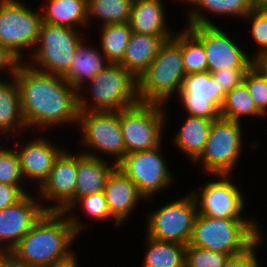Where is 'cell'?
Here are the masks:
<instances>
[{
  "label": "cell",
  "mask_w": 267,
  "mask_h": 267,
  "mask_svg": "<svg viewBox=\"0 0 267 267\" xmlns=\"http://www.w3.org/2000/svg\"><path fill=\"white\" fill-rule=\"evenodd\" d=\"M14 77L28 127L78 121V93L62 75L42 72L18 63Z\"/></svg>",
  "instance_id": "cell-1"
},
{
  "label": "cell",
  "mask_w": 267,
  "mask_h": 267,
  "mask_svg": "<svg viewBox=\"0 0 267 267\" xmlns=\"http://www.w3.org/2000/svg\"><path fill=\"white\" fill-rule=\"evenodd\" d=\"M63 212L46 211L10 250L13 261L27 267H48L68 258L69 245L82 229L75 217L62 218ZM79 222V223H78Z\"/></svg>",
  "instance_id": "cell-2"
},
{
  "label": "cell",
  "mask_w": 267,
  "mask_h": 267,
  "mask_svg": "<svg viewBox=\"0 0 267 267\" xmlns=\"http://www.w3.org/2000/svg\"><path fill=\"white\" fill-rule=\"evenodd\" d=\"M259 238L260 232L254 221L210 218L197 214L189 245L231 257L245 252Z\"/></svg>",
  "instance_id": "cell-3"
},
{
  "label": "cell",
  "mask_w": 267,
  "mask_h": 267,
  "mask_svg": "<svg viewBox=\"0 0 267 267\" xmlns=\"http://www.w3.org/2000/svg\"><path fill=\"white\" fill-rule=\"evenodd\" d=\"M185 77L178 34L161 45L150 66L138 78L139 100L164 104L171 93L180 91Z\"/></svg>",
  "instance_id": "cell-4"
},
{
  "label": "cell",
  "mask_w": 267,
  "mask_h": 267,
  "mask_svg": "<svg viewBox=\"0 0 267 267\" xmlns=\"http://www.w3.org/2000/svg\"><path fill=\"white\" fill-rule=\"evenodd\" d=\"M198 11V12H197ZM189 11V31L203 44L207 57V72L223 69H249L253 59L216 27L199 10Z\"/></svg>",
  "instance_id": "cell-5"
},
{
  "label": "cell",
  "mask_w": 267,
  "mask_h": 267,
  "mask_svg": "<svg viewBox=\"0 0 267 267\" xmlns=\"http://www.w3.org/2000/svg\"><path fill=\"white\" fill-rule=\"evenodd\" d=\"M163 104L137 102L119 111V122L128 153L152 150L161 143Z\"/></svg>",
  "instance_id": "cell-6"
},
{
  "label": "cell",
  "mask_w": 267,
  "mask_h": 267,
  "mask_svg": "<svg viewBox=\"0 0 267 267\" xmlns=\"http://www.w3.org/2000/svg\"><path fill=\"white\" fill-rule=\"evenodd\" d=\"M89 83L93 111H120L140 101L138 79L120 64L108 63Z\"/></svg>",
  "instance_id": "cell-7"
},
{
  "label": "cell",
  "mask_w": 267,
  "mask_h": 267,
  "mask_svg": "<svg viewBox=\"0 0 267 267\" xmlns=\"http://www.w3.org/2000/svg\"><path fill=\"white\" fill-rule=\"evenodd\" d=\"M78 95V121L88 147L117 157V164L125 156V144L119 122V111H91ZM86 102V103H85Z\"/></svg>",
  "instance_id": "cell-8"
},
{
  "label": "cell",
  "mask_w": 267,
  "mask_h": 267,
  "mask_svg": "<svg viewBox=\"0 0 267 267\" xmlns=\"http://www.w3.org/2000/svg\"><path fill=\"white\" fill-rule=\"evenodd\" d=\"M197 206L191 193L162 206L149 216L148 236L158 241L188 245L198 214Z\"/></svg>",
  "instance_id": "cell-9"
},
{
  "label": "cell",
  "mask_w": 267,
  "mask_h": 267,
  "mask_svg": "<svg viewBox=\"0 0 267 267\" xmlns=\"http://www.w3.org/2000/svg\"><path fill=\"white\" fill-rule=\"evenodd\" d=\"M76 30L69 27L41 23L35 53L32 58L44 69L36 70L63 75L74 59L76 49L82 42ZM78 35V36H77Z\"/></svg>",
  "instance_id": "cell-10"
},
{
  "label": "cell",
  "mask_w": 267,
  "mask_h": 267,
  "mask_svg": "<svg viewBox=\"0 0 267 267\" xmlns=\"http://www.w3.org/2000/svg\"><path fill=\"white\" fill-rule=\"evenodd\" d=\"M41 23V13L16 0H0V44L20 62V49L37 44Z\"/></svg>",
  "instance_id": "cell-11"
},
{
  "label": "cell",
  "mask_w": 267,
  "mask_h": 267,
  "mask_svg": "<svg viewBox=\"0 0 267 267\" xmlns=\"http://www.w3.org/2000/svg\"><path fill=\"white\" fill-rule=\"evenodd\" d=\"M240 127V122L222 117L214 120L205 148L195 161L202 160L205 170L211 174L229 175L241 152Z\"/></svg>",
  "instance_id": "cell-12"
},
{
  "label": "cell",
  "mask_w": 267,
  "mask_h": 267,
  "mask_svg": "<svg viewBox=\"0 0 267 267\" xmlns=\"http://www.w3.org/2000/svg\"><path fill=\"white\" fill-rule=\"evenodd\" d=\"M158 149L159 147L128 153L116 164L137 186L142 199L150 197L172 181L170 171Z\"/></svg>",
  "instance_id": "cell-13"
},
{
  "label": "cell",
  "mask_w": 267,
  "mask_h": 267,
  "mask_svg": "<svg viewBox=\"0 0 267 267\" xmlns=\"http://www.w3.org/2000/svg\"><path fill=\"white\" fill-rule=\"evenodd\" d=\"M178 94L189 116L210 120L221 117L220 109L226 93L210 72L186 75Z\"/></svg>",
  "instance_id": "cell-14"
},
{
  "label": "cell",
  "mask_w": 267,
  "mask_h": 267,
  "mask_svg": "<svg viewBox=\"0 0 267 267\" xmlns=\"http://www.w3.org/2000/svg\"><path fill=\"white\" fill-rule=\"evenodd\" d=\"M62 151L54 162L47 179L39 187L41 196L54 199L57 205L47 207V211L66 213L73 208L77 183L78 154ZM59 202V203H58Z\"/></svg>",
  "instance_id": "cell-15"
},
{
  "label": "cell",
  "mask_w": 267,
  "mask_h": 267,
  "mask_svg": "<svg viewBox=\"0 0 267 267\" xmlns=\"http://www.w3.org/2000/svg\"><path fill=\"white\" fill-rule=\"evenodd\" d=\"M227 176L229 175H217L221 180L207 183L200 195L192 192L199 204L198 214L210 218L243 219L240 215L244 204L243 197L240 190L231 183V179L229 180Z\"/></svg>",
  "instance_id": "cell-16"
},
{
  "label": "cell",
  "mask_w": 267,
  "mask_h": 267,
  "mask_svg": "<svg viewBox=\"0 0 267 267\" xmlns=\"http://www.w3.org/2000/svg\"><path fill=\"white\" fill-rule=\"evenodd\" d=\"M36 203L35 198L26 194L14 205L0 210V244L7 241L4 246L7 250H11L47 211V207Z\"/></svg>",
  "instance_id": "cell-17"
},
{
  "label": "cell",
  "mask_w": 267,
  "mask_h": 267,
  "mask_svg": "<svg viewBox=\"0 0 267 267\" xmlns=\"http://www.w3.org/2000/svg\"><path fill=\"white\" fill-rule=\"evenodd\" d=\"M107 205L115 225H120L143 197L134 182L117 167L109 175L104 188Z\"/></svg>",
  "instance_id": "cell-18"
},
{
  "label": "cell",
  "mask_w": 267,
  "mask_h": 267,
  "mask_svg": "<svg viewBox=\"0 0 267 267\" xmlns=\"http://www.w3.org/2000/svg\"><path fill=\"white\" fill-rule=\"evenodd\" d=\"M62 151L45 139H35L17 151L24 179H35L40 186L47 179L55 160Z\"/></svg>",
  "instance_id": "cell-19"
},
{
  "label": "cell",
  "mask_w": 267,
  "mask_h": 267,
  "mask_svg": "<svg viewBox=\"0 0 267 267\" xmlns=\"http://www.w3.org/2000/svg\"><path fill=\"white\" fill-rule=\"evenodd\" d=\"M116 164L112 167L93 153H79L77 183L74 192V206L76 201L84 196L104 192L106 181Z\"/></svg>",
  "instance_id": "cell-20"
},
{
  "label": "cell",
  "mask_w": 267,
  "mask_h": 267,
  "mask_svg": "<svg viewBox=\"0 0 267 267\" xmlns=\"http://www.w3.org/2000/svg\"><path fill=\"white\" fill-rule=\"evenodd\" d=\"M172 36H154L132 32L124 57L119 63L137 79L150 66L161 45Z\"/></svg>",
  "instance_id": "cell-21"
},
{
  "label": "cell",
  "mask_w": 267,
  "mask_h": 267,
  "mask_svg": "<svg viewBox=\"0 0 267 267\" xmlns=\"http://www.w3.org/2000/svg\"><path fill=\"white\" fill-rule=\"evenodd\" d=\"M163 4L160 0H133L130 17L132 32L154 36H173L165 26Z\"/></svg>",
  "instance_id": "cell-22"
},
{
  "label": "cell",
  "mask_w": 267,
  "mask_h": 267,
  "mask_svg": "<svg viewBox=\"0 0 267 267\" xmlns=\"http://www.w3.org/2000/svg\"><path fill=\"white\" fill-rule=\"evenodd\" d=\"M104 57L98 51L96 52V49L88 48L81 42L76 49L70 68L62 76L76 91H80L83 89L84 80L91 81L108 65V63L103 64L104 60L106 61Z\"/></svg>",
  "instance_id": "cell-23"
},
{
  "label": "cell",
  "mask_w": 267,
  "mask_h": 267,
  "mask_svg": "<svg viewBox=\"0 0 267 267\" xmlns=\"http://www.w3.org/2000/svg\"><path fill=\"white\" fill-rule=\"evenodd\" d=\"M214 120L204 117L189 116L174 138L176 146L188 154L193 162L203 152Z\"/></svg>",
  "instance_id": "cell-24"
},
{
  "label": "cell",
  "mask_w": 267,
  "mask_h": 267,
  "mask_svg": "<svg viewBox=\"0 0 267 267\" xmlns=\"http://www.w3.org/2000/svg\"><path fill=\"white\" fill-rule=\"evenodd\" d=\"M46 11L41 14L42 22L51 25L74 28V25H87V0H48Z\"/></svg>",
  "instance_id": "cell-25"
},
{
  "label": "cell",
  "mask_w": 267,
  "mask_h": 267,
  "mask_svg": "<svg viewBox=\"0 0 267 267\" xmlns=\"http://www.w3.org/2000/svg\"><path fill=\"white\" fill-rule=\"evenodd\" d=\"M16 124L23 129L28 128L22 114L18 84L13 75L12 83L0 80V133L11 132Z\"/></svg>",
  "instance_id": "cell-26"
},
{
  "label": "cell",
  "mask_w": 267,
  "mask_h": 267,
  "mask_svg": "<svg viewBox=\"0 0 267 267\" xmlns=\"http://www.w3.org/2000/svg\"><path fill=\"white\" fill-rule=\"evenodd\" d=\"M148 251L142 267H184L186 246L158 241L148 236Z\"/></svg>",
  "instance_id": "cell-27"
},
{
  "label": "cell",
  "mask_w": 267,
  "mask_h": 267,
  "mask_svg": "<svg viewBox=\"0 0 267 267\" xmlns=\"http://www.w3.org/2000/svg\"><path fill=\"white\" fill-rule=\"evenodd\" d=\"M101 28V49L106 59L104 63L119 64L132 34L130 24L129 22L105 24Z\"/></svg>",
  "instance_id": "cell-28"
},
{
  "label": "cell",
  "mask_w": 267,
  "mask_h": 267,
  "mask_svg": "<svg viewBox=\"0 0 267 267\" xmlns=\"http://www.w3.org/2000/svg\"><path fill=\"white\" fill-rule=\"evenodd\" d=\"M220 114L222 118L235 122H240L242 115L262 116L243 82L226 93Z\"/></svg>",
  "instance_id": "cell-29"
},
{
  "label": "cell",
  "mask_w": 267,
  "mask_h": 267,
  "mask_svg": "<svg viewBox=\"0 0 267 267\" xmlns=\"http://www.w3.org/2000/svg\"><path fill=\"white\" fill-rule=\"evenodd\" d=\"M133 0H87L88 16L100 17L102 25L130 21Z\"/></svg>",
  "instance_id": "cell-30"
},
{
  "label": "cell",
  "mask_w": 267,
  "mask_h": 267,
  "mask_svg": "<svg viewBox=\"0 0 267 267\" xmlns=\"http://www.w3.org/2000/svg\"><path fill=\"white\" fill-rule=\"evenodd\" d=\"M179 46L186 75L207 72V57L203 44L188 29L179 34Z\"/></svg>",
  "instance_id": "cell-31"
},
{
  "label": "cell",
  "mask_w": 267,
  "mask_h": 267,
  "mask_svg": "<svg viewBox=\"0 0 267 267\" xmlns=\"http://www.w3.org/2000/svg\"><path fill=\"white\" fill-rule=\"evenodd\" d=\"M216 14L245 17L254 8L252 0H185Z\"/></svg>",
  "instance_id": "cell-32"
},
{
  "label": "cell",
  "mask_w": 267,
  "mask_h": 267,
  "mask_svg": "<svg viewBox=\"0 0 267 267\" xmlns=\"http://www.w3.org/2000/svg\"><path fill=\"white\" fill-rule=\"evenodd\" d=\"M243 83L262 115L267 114V78L252 65L244 74Z\"/></svg>",
  "instance_id": "cell-33"
},
{
  "label": "cell",
  "mask_w": 267,
  "mask_h": 267,
  "mask_svg": "<svg viewBox=\"0 0 267 267\" xmlns=\"http://www.w3.org/2000/svg\"><path fill=\"white\" fill-rule=\"evenodd\" d=\"M229 257L230 256L225 253L215 252L188 244L185 249V266L223 267Z\"/></svg>",
  "instance_id": "cell-34"
},
{
  "label": "cell",
  "mask_w": 267,
  "mask_h": 267,
  "mask_svg": "<svg viewBox=\"0 0 267 267\" xmlns=\"http://www.w3.org/2000/svg\"><path fill=\"white\" fill-rule=\"evenodd\" d=\"M20 181L24 177L17 150L0 149V183L19 185Z\"/></svg>",
  "instance_id": "cell-35"
},
{
  "label": "cell",
  "mask_w": 267,
  "mask_h": 267,
  "mask_svg": "<svg viewBox=\"0 0 267 267\" xmlns=\"http://www.w3.org/2000/svg\"><path fill=\"white\" fill-rule=\"evenodd\" d=\"M245 17L252 18V35L254 40L261 45L255 58L267 51V7H255Z\"/></svg>",
  "instance_id": "cell-36"
},
{
  "label": "cell",
  "mask_w": 267,
  "mask_h": 267,
  "mask_svg": "<svg viewBox=\"0 0 267 267\" xmlns=\"http://www.w3.org/2000/svg\"><path fill=\"white\" fill-rule=\"evenodd\" d=\"M82 201V207L87 215L95 219H107V217H112L107 205L106 197L104 192L93 193L82 198L78 201Z\"/></svg>",
  "instance_id": "cell-37"
},
{
  "label": "cell",
  "mask_w": 267,
  "mask_h": 267,
  "mask_svg": "<svg viewBox=\"0 0 267 267\" xmlns=\"http://www.w3.org/2000/svg\"><path fill=\"white\" fill-rule=\"evenodd\" d=\"M248 69H223L211 73L212 77L220 84L222 90L227 93L243 82L244 74Z\"/></svg>",
  "instance_id": "cell-38"
},
{
  "label": "cell",
  "mask_w": 267,
  "mask_h": 267,
  "mask_svg": "<svg viewBox=\"0 0 267 267\" xmlns=\"http://www.w3.org/2000/svg\"><path fill=\"white\" fill-rule=\"evenodd\" d=\"M260 240L261 239L259 238L245 252L229 257L223 267H259L254 250L255 247L258 246L259 243H261Z\"/></svg>",
  "instance_id": "cell-39"
},
{
  "label": "cell",
  "mask_w": 267,
  "mask_h": 267,
  "mask_svg": "<svg viewBox=\"0 0 267 267\" xmlns=\"http://www.w3.org/2000/svg\"><path fill=\"white\" fill-rule=\"evenodd\" d=\"M27 193L20 188V185H8L0 183V210L14 205Z\"/></svg>",
  "instance_id": "cell-40"
},
{
  "label": "cell",
  "mask_w": 267,
  "mask_h": 267,
  "mask_svg": "<svg viewBox=\"0 0 267 267\" xmlns=\"http://www.w3.org/2000/svg\"><path fill=\"white\" fill-rule=\"evenodd\" d=\"M20 61L3 45L0 44V70L9 68L12 76Z\"/></svg>",
  "instance_id": "cell-41"
},
{
  "label": "cell",
  "mask_w": 267,
  "mask_h": 267,
  "mask_svg": "<svg viewBox=\"0 0 267 267\" xmlns=\"http://www.w3.org/2000/svg\"><path fill=\"white\" fill-rule=\"evenodd\" d=\"M253 65L267 78V51L253 57Z\"/></svg>",
  "instance_id": "cell-42"
},
{
  "label": "cell",
  "mask_w": 267,
  "mask_h": 267,
  "mask_svg": "<svg viewBox=\"0 0 267 267\" xmlns=\"http://www.w3.org/2000/svg\"><path fill=\"white\" fill-rule=\"evenodd\" d=\"M48 267H77V262L73 253L66 259L53 263Z\"/></svg>",
  "instance_id": "cell-43"
},
{
  "label": "cell",
  "mask_w": 267,
  "mask_h": 267,
  "mask_svg": "<svg viewBox=\"0 0 267 267\" xmlns=\"http://www.w3.org/2000/svg\"><path fill=\"white\" fill-rule=\"evenodd\" d=\"M1 248L0 249V267H8L12 262H13V258H12V254L10 250H3Z\"/></svg>",
  "instance_id": "cell-44"
},
{
  "label": "cell",
  "mask_w": 267,
  "mask_h": 267,
  "mask_svg": "<svg viewBox=\"0 0 267 267\" xmlns=\"http://www.w3.org/2000/svg\"><path fill=\"white\" fill-rule=\"evenodd\" d=\"M255 7H267V0H252Z\"/></svg>",
  "instance_id": "cell-45"
},
{
  "label": "cell",
  "mask_w": 267,
  "mask_h": 267,
  "mask_svg": "<svg viewBox=\"0 0 267 267\" xmlns=\"http://www.w3.org/2000/svg\"><path fill=\"white\" fill-rule=\"evenodd\" d=\"M8 267H27V266L18 264V263L13 261Z\"/></svg>",
  "instance_id": "cell-46"
}]
</instances>
